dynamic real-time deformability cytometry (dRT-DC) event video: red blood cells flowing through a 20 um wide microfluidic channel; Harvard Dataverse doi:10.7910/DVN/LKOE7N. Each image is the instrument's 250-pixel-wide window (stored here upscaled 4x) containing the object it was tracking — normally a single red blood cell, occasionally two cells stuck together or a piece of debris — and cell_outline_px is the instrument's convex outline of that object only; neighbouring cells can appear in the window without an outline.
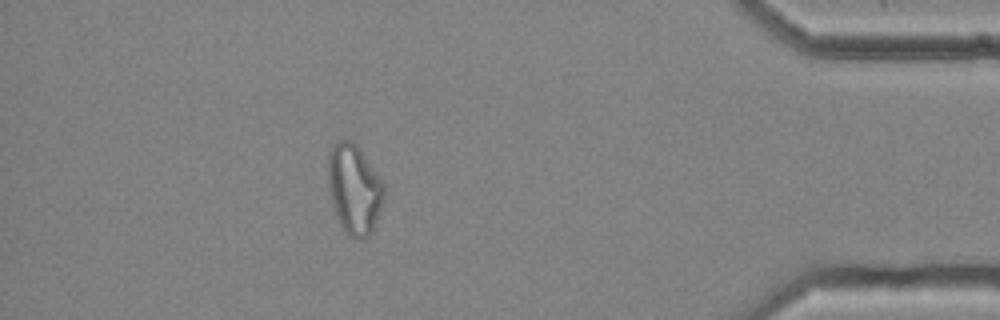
{"species": "common noctule bat (a hibernating species)", "species_latin": "Nyctalus noctula", "temperature_condition": "cold", "stored_images_in_passage": 51, "segment_of_instrument_passage": [1, 2], "camera_frame_rate_fps": 3000, "um_per_image_px": 0.085, "animal": {"sex": "female", "body_mass_g": 25.1}, "frame": {"image": 1, "passage_image": 44, "time_ms": 14.333, "image_size_px": [1000, 320], "cell_outline_px": [[384, 200], [372, 232], [364, 240], [356, 240], [348, 236], [344, 232], [336, 216], [328, 188], [328, 156], [336, 140], [348, 140], [356, 144], [360, 148], [384, 184]], "centroid_in_image_um": [30.11, 16.11], "position_along_channel_um": 405.1, "area_um2": 29.48}}